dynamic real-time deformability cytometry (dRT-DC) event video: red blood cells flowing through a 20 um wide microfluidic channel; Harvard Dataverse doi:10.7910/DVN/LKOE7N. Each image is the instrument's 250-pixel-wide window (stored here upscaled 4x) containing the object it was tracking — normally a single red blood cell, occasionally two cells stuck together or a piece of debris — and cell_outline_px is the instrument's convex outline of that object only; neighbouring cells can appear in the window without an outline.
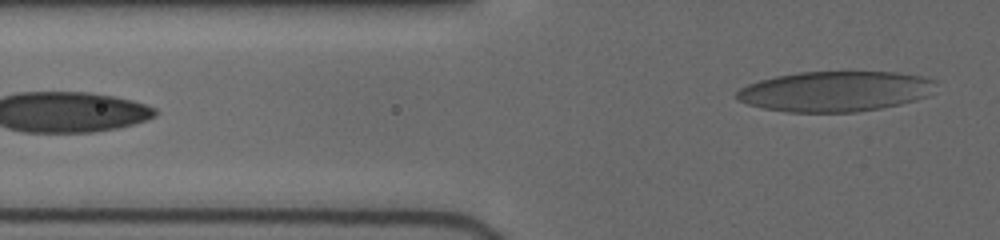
{"species": "human", "species_latin": "Homo sapiens", "temperature_condition": "cold", "stored_images_in_passage": 13, "segment_of_instrument_passage": [2, 2], "camera_frame_rate_fps": 3000, "um_per_image_px": 0.085, "donor": {"sex": "female"}, "frame": {"image": 1, "passage_image": 13, "time_ms": 6.667, "image_size_px": [1000, 240], "cell_outline_px": [[936, 80], [928, 96], [900, 104], [880, 108], [856, 112], [788, 112], [764, 108], [748, 104], [740, 100], [736, 96], [736, 92], [740, 88], [748, 84], [760, 80], [776, 76], [800, 72], [896, 72], [920, 76]], "centroid_in_image_um": [70.98, 7.76], "position_along_channel_um": 54.8, "area_um2": 46.47}}